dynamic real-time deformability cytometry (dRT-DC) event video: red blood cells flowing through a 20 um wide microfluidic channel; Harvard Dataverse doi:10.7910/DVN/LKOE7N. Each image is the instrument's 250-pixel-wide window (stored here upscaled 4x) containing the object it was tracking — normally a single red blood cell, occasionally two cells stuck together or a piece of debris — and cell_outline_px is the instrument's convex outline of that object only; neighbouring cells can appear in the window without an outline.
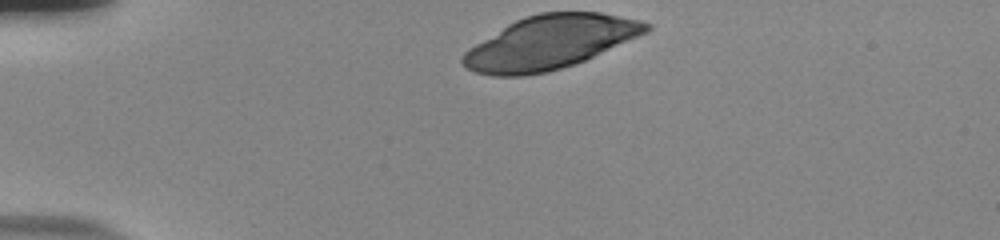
{"species": "human", "species_latin": "Homo sapiens", "temperature_condition": "room temperature", "stored_images_in_passage": 35, "camera_frame_rate_fps": 3000, "um_per_image_px": 0.085, "donor": {"sex": "male"}, "frame": {"image": 1, "passage_image": 1, "time_ms": 0.0, "image_size_px": [1000, 240], "cell_outline_px": [[652, 28], [648, 32], [584, 60], [548, 72], [524, 76], [492, 76], [476, 72], [460, 64], [460, 56], [468, 48], [508, 24], [524, 16], [540, 12], [600, 12], [640, 20], [652, 24]], "centroid_in_image_um": [46.72, 3.6], "position_along_channel_um": 38.3, "area_um2": 57.05}}